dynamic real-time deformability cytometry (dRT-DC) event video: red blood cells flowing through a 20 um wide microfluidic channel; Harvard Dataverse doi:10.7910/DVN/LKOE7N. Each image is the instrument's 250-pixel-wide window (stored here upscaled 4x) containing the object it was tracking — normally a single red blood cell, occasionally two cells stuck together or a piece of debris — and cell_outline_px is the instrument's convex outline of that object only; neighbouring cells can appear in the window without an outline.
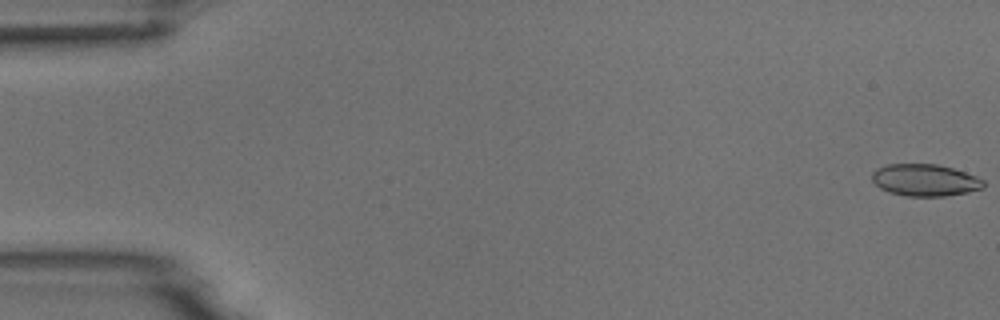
{"species": "common noctule bat (a hibernating species)", "species_latin": "Nyctalus noctula", "temperature_condition": "room temperature", "stored_images_in_passage": 8, "camera_frame_rate_fps": 3000, "um_per_image_px": 0.085, "animal": {"sex": "male", "body_mass_g": 18.8}, "frame": {"image": 1, "passage_image": 1, "time_ms": 0.0, "image_size_px": [1000, 320], "cell_outline_px": [[984, 188], [968, 192], [944, 196], [908, 196], [888, 192], [880, 188], [872, 180], [872, 172], [876, 168], [888, 164], [936, 164], [952, 168], [976, 176], [984, 180]], "centroid_in_image_um": [78.61, 15.31], "position_along_channel_um": 6.4, "area_um2": 20.75}}
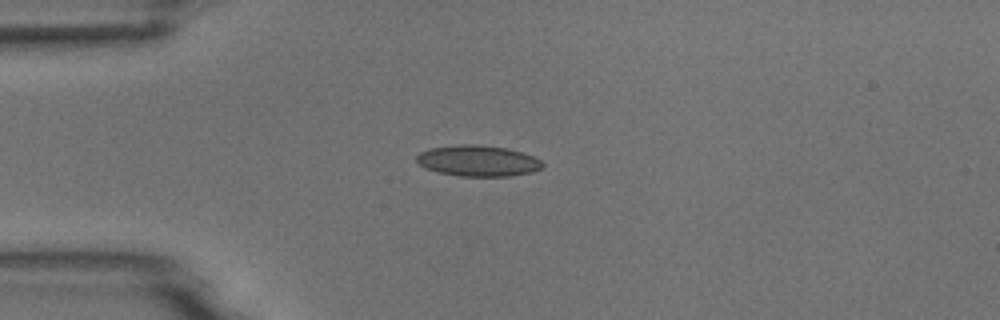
{"frame": {"image": 2, "passage_image": 5, "time_ms": 4.333, "image_size_px": [1000, 320], "cell_outline_px": [[544, 164], [540, 168], [532, 172], [512, 176], [460, 176], [440, 172], [424, 168], [416, 160], [416, 156], [420, 152], [432, 148], [460, 144], [476, 144], [508, 148], [532, 156], [540, 160]], "centroid_in_image_um": [40.62, 13.67], "position_along_channel_um": 44.4, "area_um2": 22.6}}
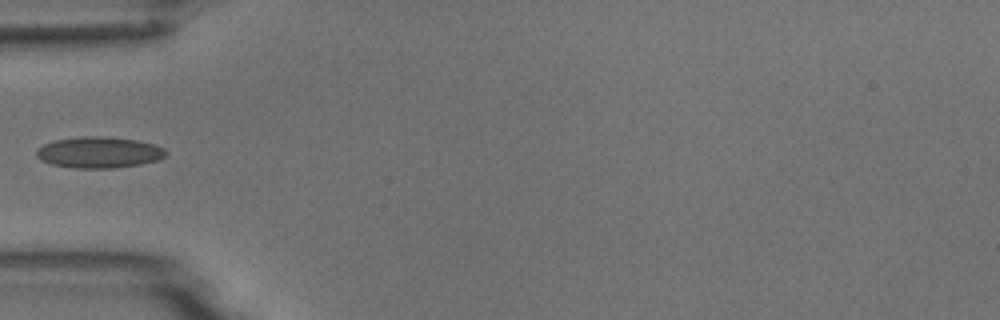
{"frame": {"image": 3, "passage_image": 6, "time_ms": 5.667, "image_size_px": [1000, 320], "cell_outline_px": [[168, 152], [164, 156], [156, 160], [140, 164], [112, 168], [72, 168], [52, 164], [40, 160], [36, 156], [36, 152], [44, 144], [56, 140], [84, 136], [100, 136], [136, 140], [152, 144], [164, 148]], "centroid_in_image_um": [8.4, 12.96], "position_along_channel_um": 76.6, "area_um2": 23.24}}